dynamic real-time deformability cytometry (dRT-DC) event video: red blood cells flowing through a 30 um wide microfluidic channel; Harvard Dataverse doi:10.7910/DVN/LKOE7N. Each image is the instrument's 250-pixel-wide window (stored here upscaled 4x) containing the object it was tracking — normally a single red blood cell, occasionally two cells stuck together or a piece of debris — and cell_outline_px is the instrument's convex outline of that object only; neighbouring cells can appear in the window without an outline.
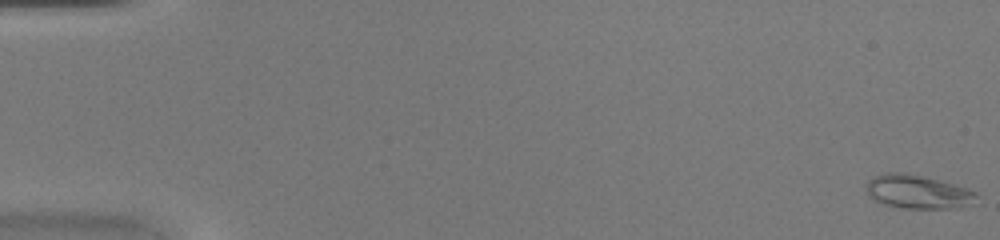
{"species": "common noctule bat (a hibernating species)", "species_latin": "Nyctalus noctula", "temperature_condition": "warm", "stored_images_in_passage": 26, "camera_frame_rate_fps": 3000, "um_per_image_px": 0.085, "animal": {"sex": "female", "body_mass_g": 20.0, "forearm_length_mm": 54.0}, "frame": {"image": 1, "passage_image": 1, "time_ms": 0.0, "image_size_px": [1000, 240], "cell_outline_px": [[980, 204], [960, 208], [904, 208], [884, 204], [872, 200], [864, 184], [872, 176], [888, 172], [904, 172], [968, 188], [976, 192]], "centroid_in_image_um": [78.05, 16.32], "position_along_channel_um": 6.9, "area_um2": 21.96}}
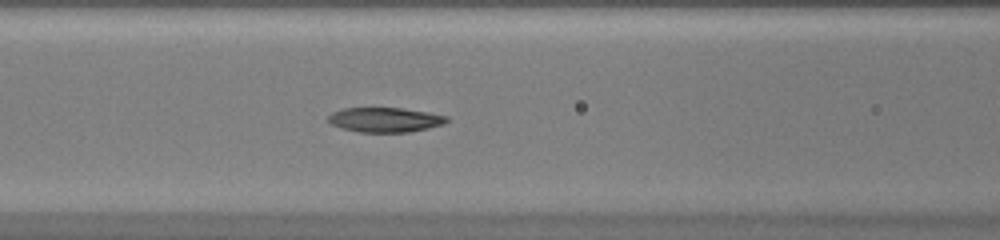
{"frame": {"image": 2, "passage_image": 22, "time_ms": 7.0, "image_size_px": [1000, 240], "cell_outline_px": [[448, 120], [444, 124], [428, 128], [408, 132], [360, 132], [340, 128], [332, 124], [328, 120], [328, 116], [332, 112], [344, 108], [400, 108], [428, 112], [448, 116]], "centroid_in_image_um": [32.72, 10.18], "position_along_channel_um": 133.9, "area_um2": 16.99}}
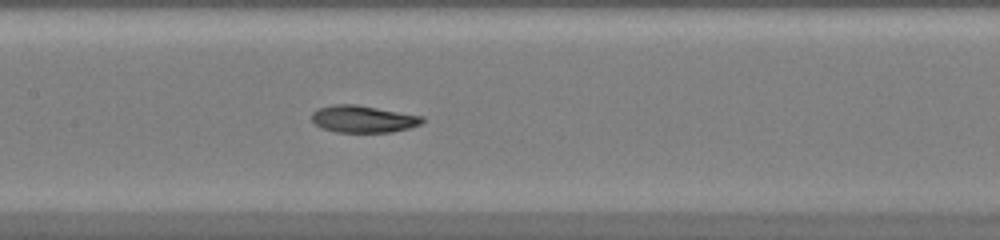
{"frame": {"image": 3, "passage_image": 25, "time_ms": 8.0, "image_size_px": [1000, 240], "cell_outline_px": [[424, 120], [420, 124], [408, 128], [392, 132], [336, 132], [324, 128], [316, 124], [312, 120], [312, 112], [320, 108], [332, 104], [356, 104], [424, 116]], "centroid_in_image_um": [30.88, 10.11], "position_along_channel_um": 176.5, "area_um2": 17.34}}